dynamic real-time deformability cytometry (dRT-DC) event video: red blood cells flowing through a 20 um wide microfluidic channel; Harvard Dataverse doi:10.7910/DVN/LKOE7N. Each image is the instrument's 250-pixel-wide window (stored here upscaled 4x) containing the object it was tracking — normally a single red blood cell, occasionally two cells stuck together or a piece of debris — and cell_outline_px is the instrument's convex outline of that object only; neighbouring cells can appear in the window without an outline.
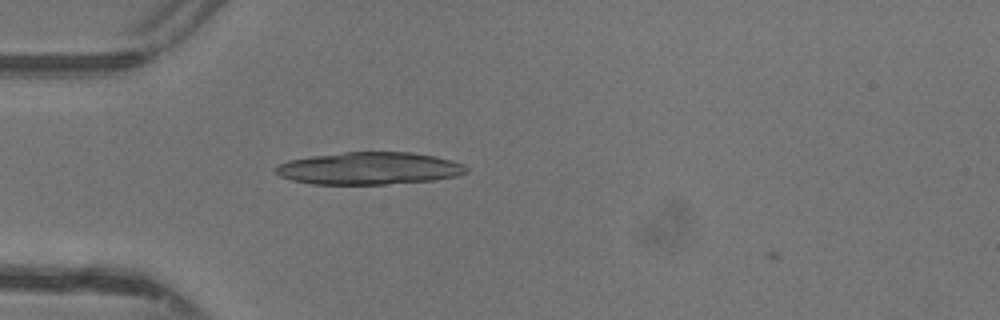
{"species": "common noctule bat (a hibernating species)", "species_latin": "Nyctalus noctula", "temperature_condition": "warm", "stored_images_in_passage": 6, "camera_frame_rate_fps": 3000, "um_per_image_px": 0.085, "animal": {"sex": "female"}, "frame": {"image": 1, "passage_image": 5, "time_ms": 1.333, "image_size_px": [1000, 320], "cell_outline_px": [[468, 172], [456, 176], [436, 180], [384, 184], [312, 184], [292, 180], [280, 176], [276, 172], [276, 168], [280, 164], [288, 160], [312, 156], [344, 152], [412, 152], [436, 156], [452, 160], [464, 164], [468, 168]], "centroid_in_image_um": [31.43, 14.31], "position_along_channel_um": 53.6, "area_um2": 36.01}}